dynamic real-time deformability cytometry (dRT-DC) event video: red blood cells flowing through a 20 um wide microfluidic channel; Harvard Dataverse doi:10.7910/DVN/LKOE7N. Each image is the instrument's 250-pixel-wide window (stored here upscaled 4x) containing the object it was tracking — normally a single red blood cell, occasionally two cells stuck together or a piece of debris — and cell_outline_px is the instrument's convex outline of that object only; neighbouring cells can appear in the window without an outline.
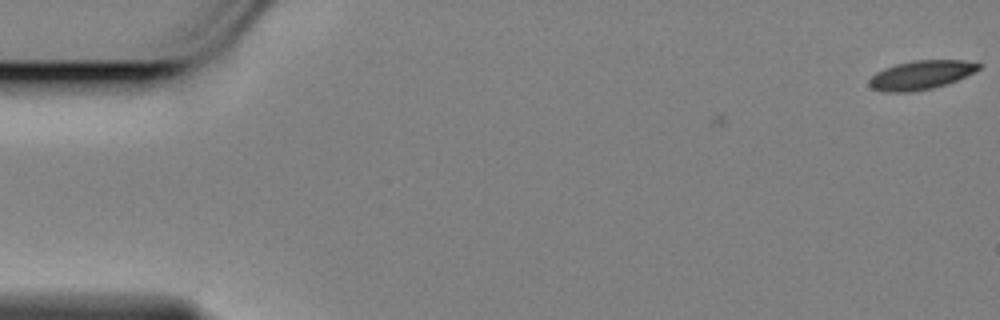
{"species": "Egyptian fruit bat (a non-hibernating species)", "species_latin": "Rousettus aegyptiacus", "temperature_condition": "cold", "stored_images_in_passage": 11, "camera_frame_rate_fps": 3000, "um_per_image_px": 0.085, "animal": {"sex": "female"}, "frame": {"image": 1, "passage_image": 1, "time_ms": 0.0, "image_size_px": [1000, 320], "cell_outline_px": [[980, 64], [976, 68], [952, 80], [940, 84], [924, 88], [880, 88], [872, 84], [872, 80], [876, 76], [892, 68], [904, 64], [932, 60], [948, 60]], "centroid_in_image_um": [78.42, 6.3], "position_along_channel_um": 6.6, "area_um2": 14.62}}